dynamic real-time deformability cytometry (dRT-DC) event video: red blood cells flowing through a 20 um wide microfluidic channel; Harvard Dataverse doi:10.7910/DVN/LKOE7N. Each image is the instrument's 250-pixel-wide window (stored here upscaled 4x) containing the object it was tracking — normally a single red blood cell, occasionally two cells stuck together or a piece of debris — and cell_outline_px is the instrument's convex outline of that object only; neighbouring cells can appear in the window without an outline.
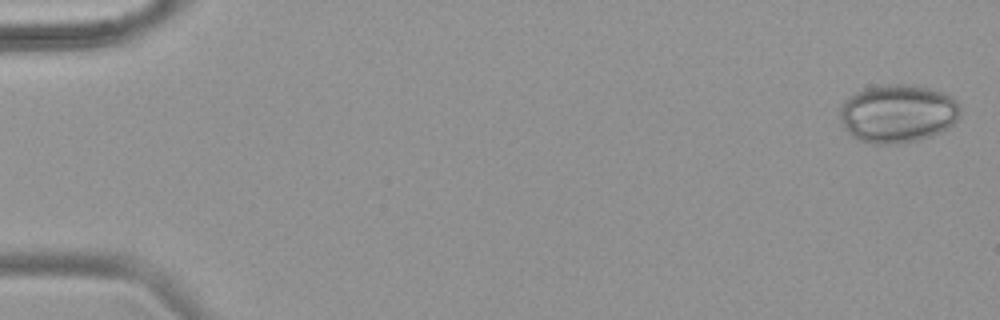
{"species": "common noctule bat (a hibernating species)", "species_latin": "Nyctalus noctula", "temperature_condition": "warm", "stored_images_in_passage": 54, "camera_frame_rate_fps": 3000, "um_per_image_px": 0.085, "animal": {"sex": "female", "body_mass_g": 18.4}, "frame": {"image": 1, "passage_image": 2, "time_ms": 0.333, "image_size_px": [1000, 320], "cell_outline_px": [[960, 116], [948, 128], [932, 136], [920, 140], [888, 144], [872, 144], [860, 140], [852, 136], [844, 128], [840, 120], [840, 104], [848, 96], [864, 88], [880, 84], [908, 84], [932, 88], [944, 92], [952, 96], [960, 104]], "centroid_in_image_um": [76.31, 9.63], "position_along_channel_um": 8.7, "area_um2": 41.5}}
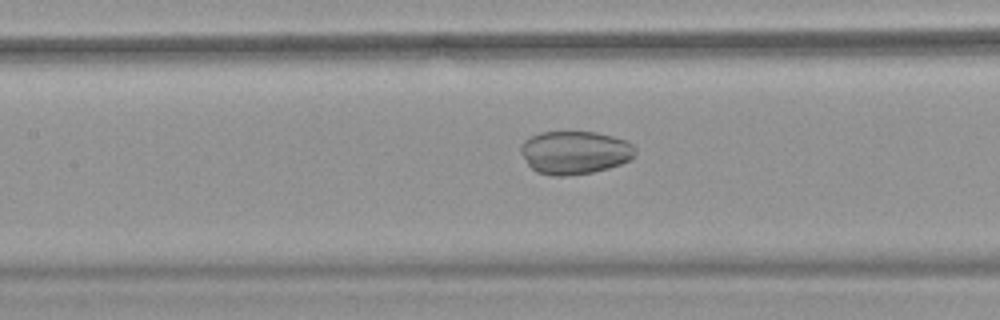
{"frame": {"image": 2, "passage_image": 26, "time_ms": 8.333, "image_size_px": [1000, 320], "cell_outline_px": [[636, 152], [632, 160], [608, 168], [592, 172], [564, 176], [552, 176], [536, 172], [528, 164], [520, 152], [520, 144], [524, 140], [540, 132], [596, 132], [628, 140], [636, 148]], "centroid_in_image_um": [48.87, 12.96], "position_along_channel_um": 158.5, "area_um2": 29.02}}
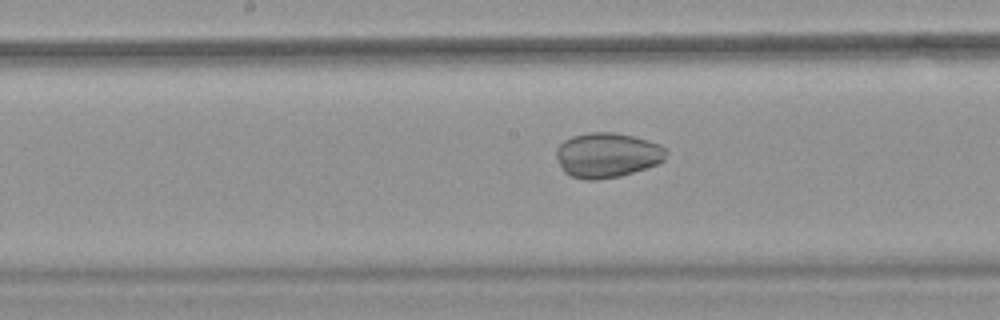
{"frame": {"image": 3, "passage_image": 29, "time_ms": 9.333, "image_size_px": [1000, 320], "cell_outline_px": [[668, 152], [664, 160], [656, 164], [620, 176], [596, 180], [584, 180], [572, 176], [564, 172], [556, 156], [556, 148], [564, 140], [572, 136], [588, 132], [612, 132], [632, 136], [648, 140], [660, 144], [668, 148]], "centroid_in_image_um": [51.61, 13.17], "position_along_channel_um": 196.6, "area_um2": 28.78}}